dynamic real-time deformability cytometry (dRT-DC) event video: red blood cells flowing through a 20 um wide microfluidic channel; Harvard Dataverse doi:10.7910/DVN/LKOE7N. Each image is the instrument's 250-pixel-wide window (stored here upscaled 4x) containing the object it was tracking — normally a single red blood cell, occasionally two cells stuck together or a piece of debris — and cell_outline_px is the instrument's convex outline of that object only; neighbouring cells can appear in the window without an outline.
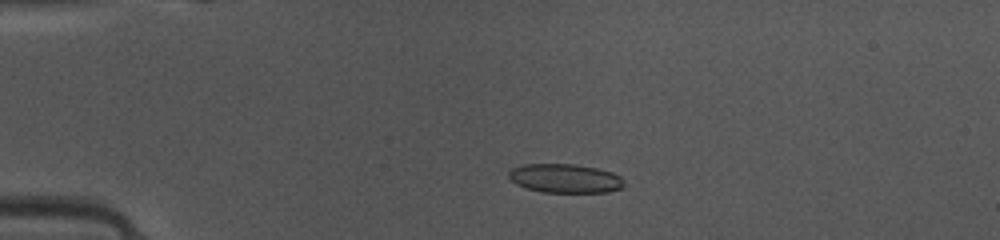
{"species": "common noctule bat (a hibernating species)", "species_latin": "Nyctalus noctula", "temperature_condition": "warm", "stored_images_in_passage": 48, "camera_frame_rate_fps": 3000, "um_per_image_px": 0.085, "animal": {"sex": "female", "body_mass_g": 10.0, "forearm_length_mm": 53.1}, "frame": {"image": 1, "passage_image": 11, "time_ms": 3.333, "image_size_px": [1000, 240], "cell_outline_px": [[624, 188], [608, 192], [544, 192], [528, 188], [516, 184], [508, 176], [508, 172], [512, 168], [524, 164], [576, 164], [596, 168], [612, 172], [620, 176], [624, 180]], "centroid_in_image_um": [48.06, 15.16], "position_along_channel_um": 36.9, "area_um2": 19.48}}
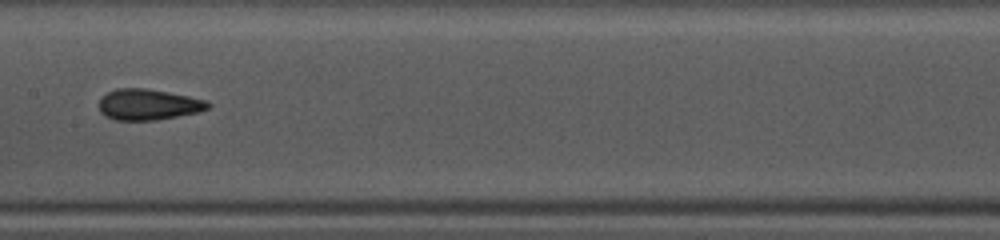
{"frame": {"image": 2, "passage_image": 25, "time_ms": 8.0, "image_size_px": [1000, 240], "cell_outline_px": [[212, 104], [208, 108], [200, 112], [156, 120], [116, 120], [104, 116], [100, 112], [100, 100], [108, 92], [116, 88], [144, 88], [168, 92], [208, 100]], "centroid_in_image_um": [12.63, 8.89], "position_along_channel_um": 194.8, "area_um2": 19.65}}
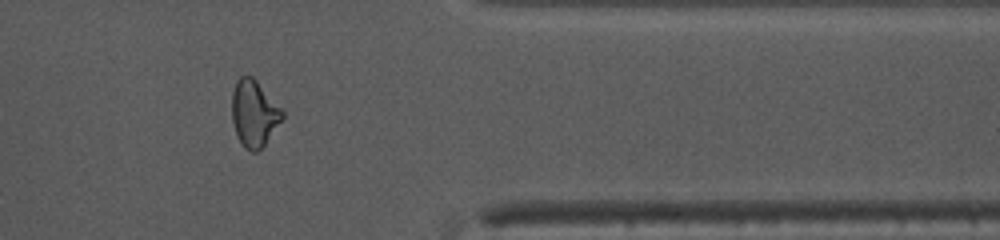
{"frame": {"image": 3, "passage_image": 40, "time_ms": 13.0, "image_size_px": [1000, 240], "cell_outline_px": [[284, 116], [264, 144], [256, 152], [252, 152], [244, 148], [236, 136], [232, 120], [232, 92], [236, 80], [240, 76], [252, 76], [256, 80], [284, 112]], "centroid_in_image_um": [21.56, 9.64], "position_along_channel_um": 389.8, "area_um2": 19.31}, "authors_computed_cell_mechanics": {"area_um2": 19.4786, "velocity_mm_per_s": 4.1361, "shape_relaxation_time_tau1_ms": 3.3756, "shape_relaxation_time_tau2_ms": 1.3452, "deformation_change_tau1": 0.1419, "deformation_change_tau2": 0.0754}}